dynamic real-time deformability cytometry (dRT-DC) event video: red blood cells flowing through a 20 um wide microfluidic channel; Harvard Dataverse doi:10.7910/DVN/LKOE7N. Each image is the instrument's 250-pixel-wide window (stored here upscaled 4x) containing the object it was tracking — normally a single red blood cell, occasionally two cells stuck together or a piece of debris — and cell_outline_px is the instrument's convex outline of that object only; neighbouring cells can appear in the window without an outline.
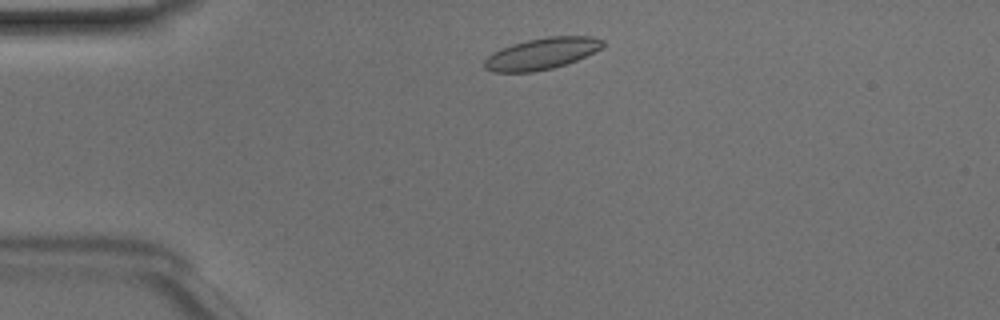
{"species": "Egyptian fruit bat (a non-hibernating species)", "species_latin": "Rousettus aegyptiacus", "temperature_condition": "room temperature", "stored_images_in_passage": 42, "camera_frame_rate_fps": 3000, "um_per_image_px": 0.085, "animal": {"sex": "male"}, "frame": {"image": 1, "passage_image": 4, "time_ms": 1.0, "image_size_px": [1000, 320], "cell_outline_px": [[604, 44], [600, 48], [576, 60], [552, 68], [532, 72], [492, 72], [484, 68], [484, 60], [492, 52], [500, 48], [512, 44], [528, 40], [548, 36], [592, 36], [604, 40]], "centroid_in_image_um": [46.0, 4.55], "position_along_channel_um": 39.0, "area_um2": 21.56}}
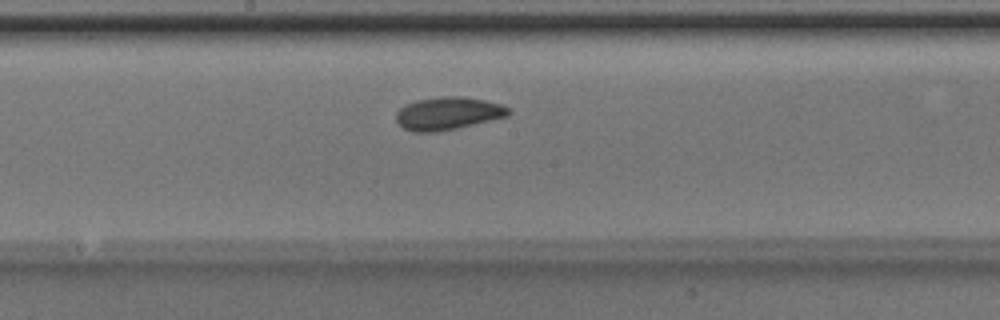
{"frame": {"image": 2, "passage_image": 19, "time_ms": 6.0, "image_size_px": [1000, 320], "cell_outline_px": [[512, 112], [508, 116], [456, 128], [436, 132], [412, 132], [404, 128], [396, 120], [396, 112], [404, 104], [416, 100], [440, 96], [460, 96], [484, 100], [500, 104], [512, 108]], "centroid_in_image_um": [38.08, 9.63], "position_along_channel_um": 210.1, "area_um2": 21.56}}
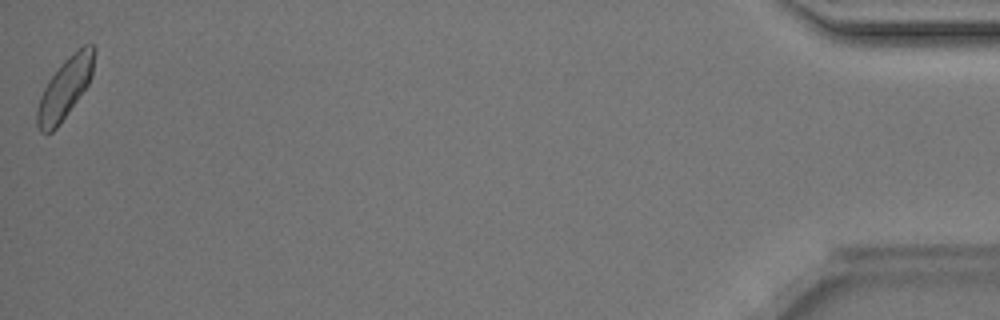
{"frame": {"image": 3, "passage_image": 42, "time_ms": 13.667, "image_size_px": [1000, 320], "cell_outline_px": [[96, 48], [92, 76], [88, 84], [68, 112], [56, 128], [52, 132], [40, 132], [36, 124], [36, 112], [40, 96], [48, 80], [64, 60], [68, 56], [84, 44], [92, 44]], "centroid_in_image_um": [5.52, 7.47], "position_along_channel_um": 429.7, "area_um2": 20.06}, "authors_computed_cell_mechanics": {"area_um2": 20.6635, "velocity_mm_per_s": 4.088, "shape_relaxation_time_tau1_ms": 3.1949, "shape_relaxation_time_tau2_ms": 4.9949, "deformation_change_tau1": 0.0802, "deformation_change_tau2": 0.1097}}